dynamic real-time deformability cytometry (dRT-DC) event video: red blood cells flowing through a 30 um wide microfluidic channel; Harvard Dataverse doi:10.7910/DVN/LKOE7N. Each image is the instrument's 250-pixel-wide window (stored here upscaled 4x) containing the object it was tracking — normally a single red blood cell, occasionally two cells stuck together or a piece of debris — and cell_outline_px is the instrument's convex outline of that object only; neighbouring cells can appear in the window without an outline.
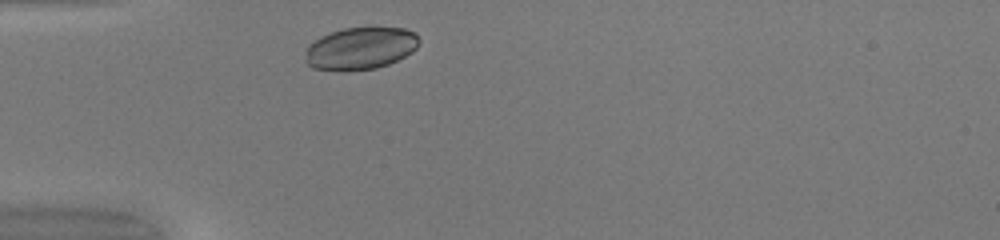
{"species": "common noctule bat (a hibernating species)", "species_latin": "Nyctalus noctula", "temperature_condition": "warm", "stored_images_in_passage": 29, "camera_frame_rate_fps": 3000, "um_per_image_px": 0.085, "animal": {"sex": "female", "body_mass_g": 20.0, "forearm_length_mm": 54.0}, "frame": {"image": 1, "passage_image": 2, "time_ms": 0.333, "image_size_px": [1000, 240], "cell_outline_px": [[420, 44], [412, 52], [388, 64], [376, 68], [348, 72], [340, 72], [312, 68], [304, 60], [308, 48], [316, 40], [332, 32], [344, 28], [404, 28], [416, 32], [420, 40]], "centroid_in_image_um": [30.67, 4.14], "position_along_channel_um": 54.3, "area_um2": 28.09}}
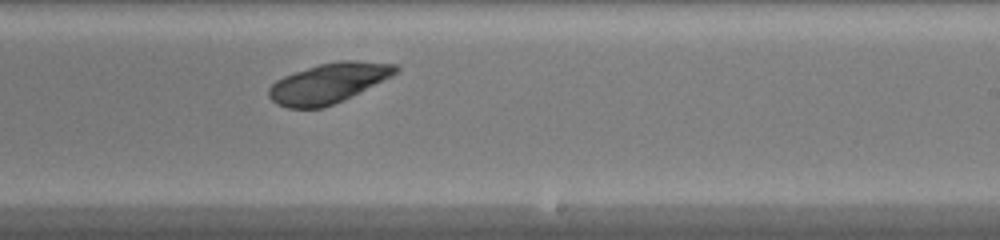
{"frame": {"image": 2, "passage_image": 18, "time_ms": 5.667, "image_size_px": [1000, 240], "cell_outline_px": [[400, 68], [392, 76], [360, 92], [332, 104], [320, 108], [288, 108], [276, 104], [268, 96], [268, 88], [276, 80], [284, 76], [320, 64], [340, 60], [356, 60], [396, 64]], "centroid_in_image_um": [27.91, 7.06], "position_along_channel_um": 261.1, "area_um2": 29.25}}
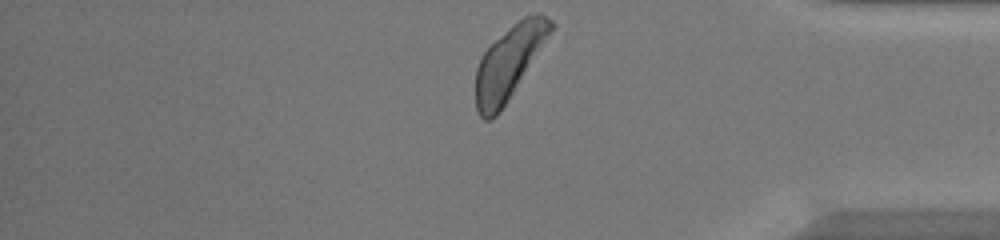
{"frame": {"image": 3, "passage_image": 29, "time_ms": 9.333, "image_size_px": [1000, 240], "cell_outline_px": [[556, 24], [508, 100], [500, 112], [496, 116], [488, 120], [484, 120], [480, 116], [476, 108], [476, 68], [484, 52], [508, 28], [524, 16], [536, 12], [540, 12], [552, 20]], "centroid_in_image_um": [43.27, 5.29], "position_along_channel_um": 391.9, "area_um2": 31.33}, "authors_computed_cell_mechanics": {"area_um2": 29.1312, "velocity_mm_per_s": 4.109, "shape_relaxation_time_tau1_ms": 0.9347, "shape_relaxation_time_tau2_ms": null, "deformation_change_tau1": 0.0341, "deformation_change_tau2": null}}